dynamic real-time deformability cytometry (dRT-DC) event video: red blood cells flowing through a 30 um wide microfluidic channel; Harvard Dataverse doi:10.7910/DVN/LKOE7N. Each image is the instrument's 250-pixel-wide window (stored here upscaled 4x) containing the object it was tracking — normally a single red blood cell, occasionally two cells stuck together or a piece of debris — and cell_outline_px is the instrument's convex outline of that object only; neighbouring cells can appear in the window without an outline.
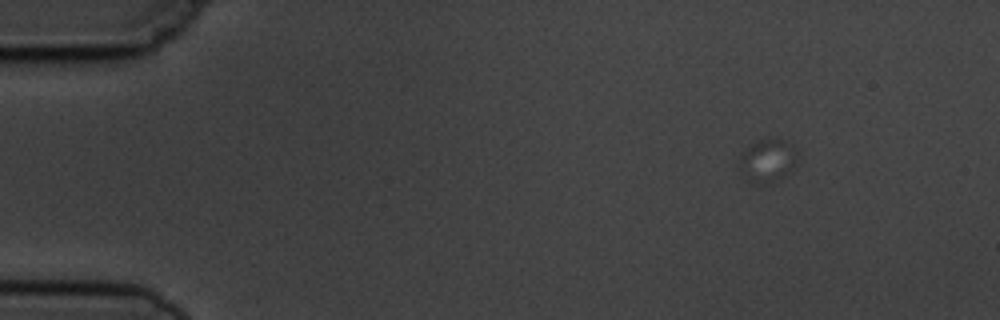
{"species": "common noctule bat (a hibernating species)", "species_latin": "Nyctalus noctula", "temperature_condition": "cold", "stored_images_in_passage": 6, "camera_frame_rate_fps": 3000, "um_per_image_px": 0.085, "animal": {"sex": "male", "body_mass_g": 19.5, "forearm_length_mm": 54.6}, "frame": {"image": 1, "passage_image": 1, "time_ms": 0.0, "image_size_px": [1000, 320], "cell_outline_px": [[796, 168], [764, 184], [760, 184], [736, 176], [736, 168], [740, 156], [752, 144], [764, 140], [784, 140], [792, 144], [796, 148]], "centroid_in_image_um": [65.17, 13.69], "position_along_channel_um": 19.8, "area_um2": 14.57}}